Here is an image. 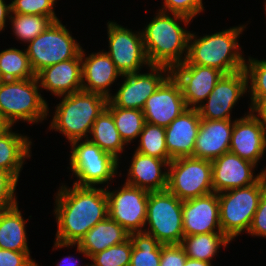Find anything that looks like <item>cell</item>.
<instances>
[{
  "label": "cell",
  "mask_w": 266,
  "mask_h": 266,
  "mask_svg": "<svg viewBox=\"0 0 266 266\" xmlns=\"http://www.w3.org/2000/svg\"><path fill=\"white\" fill-rule=\"evenodd\" d=\"M247 75V88L250 92V108L263 96L266 95V60H257L249 57L244 68ZM250 80V81H249Z\"/></svg>",
  "instance_id": "e575fe53"
},
{
  "label": "cell",
  "mask_w": 266,
  "mask_h": 266,
  "mask_svg": "<svg viewBox=\"0 0 266 266\" xmlns=\"http://www.w3.org/2000/svg\"><path fill=\"white\" fill-rule=\"evenodd\" d=\"M234 121L200 120L193 157L213 161L229 152Z\"/></svg>",
  "instance_id": "603a6c76"
},
{
  "label": "cell",
  "mask_w": 266,
  "mask_h": 266,
  "mask_svg": "<svg viewBox=\"0 0 266 266\" xmlns=\"http://www.w3.org/2000/svg\"><path fill=\"white\" fill-rule=\"evenodd\" d=\"M165 136V127L145 122L139 135V146L135 151L170 163L172 158L167 152Z\"/></svg>",
  "instance_id": "d6a6232c"
},
{
  "label": "cell",
  "mask_w": 266,
  "mask_h": 266,
  "mask_svg": "<svg viewBox=\"0 0 266 266\" xmlns=\"http://www.w3.org/2000/svg\"><path fill=\"white\" fill-rule=\"evenodd\" d=\"M0 266H38L30 252L0 249Z\"/></svg>",
  "instance_id": "60d3db41"
},
{
  "label": "cell",
  "mask_w": 266,
  "mask_h": 266,
  "mask_svg": "<svg viewBox=\"0 0 266 266\" xmlns=\"http://www.w3.org/2000/svg\"><path fill=\"white\" fill-rule=\"evenodd\" d=\"M18 204L0 209V249L30 252L27 244L26 224Z\"/></svg>",
  "instance_id": "4316f807"
},
{
  "label": "cell",
  "mask_w": 266,
  "mask_h": 266,
  "mask_svg": "<svg viewBox=\"0 0 266 266\" xmlns=\"http://www.w3.org/2000/svg\"><path fill=\"white\" fill-rule=\"evenodd\" d=\"M184 236L222 232L218 194H210L183 201Z\"/></svg>",
  "instance_id": "d6986e66"
},
{
  "label": "cell",
  "mask_w": 266,
  "mask_h": 266,
  "mask_svg": "<svg viewBox=\"0 0 266 266\" xmlns=\"http://www.w3.org/2000/svg\"><path fill=\"white\" fill-rule=\"evenodd\" d=\"M31 145L29 137L12 132V127L0 135V168L18 180L25 159L31 157Z\"/></svg>",
  "instance_id": "484cf974"
},
{
  "label": "cell",
  "mask_w": 266,
  "mask_h": 266,
  "mask_svg": "<svg viewBox=\"0 0 266 266\" xmlns=\"http://www.w3.org/2000/svg\"><path fill=\"white\" fill-rule=\"evenodd\" d=\"M187 255L180 244H161L160 266H184Z\"/></svg>",
  "instance_id": "ab89813d"
},
{
  "label": "cell",
  "mask_w": 266,
  "mask_h": 266,
  "mask_svg": "<svg viewBox=\"0 0 266 266\" xmlns=\"http://www.w3.org/2000/svg\"><path fill=\"white\" fill-rule=\"evenodd\" d=\"M81 51L82 61V91L100 94L107 99L111 97L109 87L122 74L105 51L92 53L85 57Z\"/></svg>",
  "instance_id": "ffe728a7"
},
{
  "label": "cell",
  "mask_w": 266,
  "mask_h": 266,
  "mask_svg": "<svg viewBox=\"0 0 266 266\" xmlns=\"http://www.w3.org/2000/svg\"><path fill=\"white\" fill-rule=\"evenodd\" d=\"M36 77L41 89L57 97L82 91L81 53L73 59L44 68Z\"/></svg>",
  "instance_id": "7402d4cb"
},
{
  "label": "cell",
  "mask_w": 266,
  "mask_h": 266,
  "mask_svg": "<svg viewBox=\"0 0 266 266\" xmlns=\"http://www.w3.org/2000/svg\"><path fill=\"white\" fill-rule=\"evenodd\" d=\"M0 76L2 80H21L36 77L26 49H5L0 52Z\"/></svg>",
  "instance_id": "4dcf8cb0"
},
{
  "label": "cell",
  "mask_w": 266,
  "mask_h": 266,
  "mask_svg": "<svg viewBox=\"0 0 266 266\" xmlns=\"http://www.w3.org/2000/svg\"><path fill=\"white\" fill-rule=\"evenodd\" d=\"M211 163L212 187L213 192L217 194L235 188L248 187L261 178L260 173L253 175L254 168L257 167L255 164L230 151Z\"/></svg>",
  "instance_id": "ac0fdd59"
},
{
  "label": "cell",
  "mask_w": 266,
  "mask_h": 266,
  "mask_svg": "<svg viewBox=\"0 0 266 266\" xmlns=\"http://www.w3.org/2000/svg\"><path fill=\"white\" fill-rule=\"evenodd\" d=\"M148 69L151 72L122 75L121 77L124 78L122 85L109 100L119 108L142 110L146 100L171 74V69L166 66L151 65Z\"/></svg>",
  "instance_id": "5bb4252c"
},
{
  "label": "cell",
  "mask_w": 266,
  "mask_h": 266,
  "mask_svg": "<svg viewBox=\"0 0 266 266\" xmlns=\"http://www.w3.org/2000/svg\"><path fill=\"white\" fill-rule=\"evenodd\" d=\"M60 97L62 101L57 104L49 128L61 132L69 143L88 139L93 123L106 108L108 99L85 91Z\"/></svg>",
  "instance_id": "277c9868"
},
{
  "label": "cell",
  "mask_w": 266,
  "mask_h": 266,
  "mask_svg": "<svg viewBox=\"0 0 266 266\" xmlns=\"http://www.w3.org/2000/svg\"><path fill=\"white\" fill-rule=\"evenodd\" d=\"M230 241L222 232H214L184 236L180 245L188 258L211 263L212 258L219 252V247L226 248Z\"/></svg>",
  "instance_id": "f1b7e54d"
},
{
  "label": "cell",
  "mask_w": 266,
  "mask_h": 266,
  "mask_svg": "<svg viewBox=\"0 0 266 266\" xmlns=\"http://www.w3.org/2000/svg\"><path fill=\"white\" fill-rule=\"evenodd\" d=\"M156 14L141 31L146 55L151 65L172 69L186 60L191 33L178 22H184L186 26L191 19L179 14H172L171 17L170 13L162 11Z\"/></svg>",
  "instance_id": "7a4b0ae2"
},
{
  "label": "cell",
  "mask_w": 266,
  "mask_h": 266,
  "mask_svg": "<svg viewBox=\"0 0 266 266\" xmlns=\"http://www.w3.org/2000/svg\"><path fill=\"white\" fill-rule=\"evenodd\" d=\"M249 110L266 124V95H263Z\"/></svg>",
  "instance_id": "7bdbcfd3"
},
{
  "label": "cell",
  "mask_w": 266,
  "mask_h": 266,
  "mask_svg": "<svg viewBox=\"0 0 266 266\" xmlns=\"http://www.w3.org/2000/svg\"><path fill=\"white\" fill-rule=\"evenodd\" d=\"M167 190L182 201L212 193L211 161L194 157L172 159Z\"/></svg>",
  "instance_id": "30bf717a"
},
{
  "label": "cell",
  "mask_w": 266,
  "mask_h": 266,
  "mask_svg": "<svg viewBox=\"0 0 266 266\" xmlns=\"http://www.w3.org/2000/svg\"><path fill=\"white\" fill-rule=\"evenodd\" d=\"M261 171H262L260 172L261 177L266 180V169H263Z\"/></svg>",
  "instance_id": "c3c4849f"
},
{
  "label": "cell",
  "mask_w": 266,
  "mask_h": 266,
  "mask_svg": "<svg viewBox=\"0 0 266 266\" xmlns=\"http://www.w3.org/2000/svg\"><path fill=\"white\" fill-rule=\"evenodd\" d=\"M72 259H74V257H72V256H68V257H65V258H63V260H62V263H60V262H58V264H57V266H63L62 264H64L63 262H67V266H78V265H76L75 264V261H74V263H73V260ZM67 260V261H66ZM70 260V261H69ZM72 260V261H71ZM65 265V264H64ZM84 266H89V264H87V265H84Z\"/></svg>",
  "instance_id": "7dc6e473"
},
{
  "label": "cell",
  "mask_w": 266,
  "mask_h": 266,
  "mask_svg": "<svg viewBox=\"0 0 266 266\" xmlns=\"http://www.w3.org/2000/svg\"><path fill=\"white\" fill-rule=\"evenodd\" d=\"M266 150V124L251 111L234 120L229 151L258 165Z\"/></svg>",
  "instance_id": "e0dca14e"
},
{
  "label": "cell",
  "mask_w": 266,
  "mask_h": 266,
  "mask_svg": "<svg viewBox=\"0 0 266 266\" xmlns=\"http://www.w3.org/2000/svg\"><path fill=\"white\" fill-rule=\"evenodd\" d=\"M202 0H164L163 7L159 10L165 13L179 14L191 20L203 12Z\"/></svg>",
  "instance_id": "74e56055"
},
{
  "label": "cell",
  "mask_w": 266,
  "mask_h": 266,
  "mask_svg": "<svg viewBox=\"0 0 266 266\" xmlns=\"http://www.w3.org/2000/svg\"><path fill=\"white\" fill-rule=\"evenodd\" d=\"M28 44L26 52L36 75L48 66L77 57L82 51L60 20L53 21Z\"/></svg>",
  "instance_id": "9c48e42d"
},
{
  "label": "cell",
  "mask_w": 266,
  "mask_h": 266,
  "mask_svg": "<svg viewBox=\"0 0 266 266\" xmlns=\"http://www.w3.org/2000/svg\"><path fill=\"white\" fill-rule=\"evenodd\" d=\"M183 201L168 190L149 192L144 233L163 245L180 244L183 237Z\"/></svg>",
  "instance_id": "52a82bcc"
},
{
  "label": "cell",
  "mask_w": 266,
  "mask_h": 266,
  "mask_svg": "<svg viewBox=\"0 0 266 266\" xmlns=\"http://www.w3.org/2000/svg\"><path fill=\"white\" fill-rule=\"evenodd\" d=\"M133 245L129 266H160L161 243L144 232L130 233Z\"/></svg>",
  "instance_id": "1f68e13d"
},
{
  "label": "cell",
  "mask_w": 266,
  "mask_h": 266,
  "mask_svg": "<svg viewBox=\"0 0 266 266\" xmlns=\"http://www.w3.org/2000/svg\"><path fill=\"white\" fill-rule=\"evenodd\" d=\"M245 70L224 74L216 83L215 88L198 108L201 119L228 120L231 119V109L245 92H248Z\"/></svg>",
  "instance_id": "4fadbf2b"
},
{
  "label": "cell",
  "mask_w": 266,
  "mask_h": 266,
  "mask_svg": "<svg viewBox=\"0 0 266 266\" xmlns=\"http://www.w3.org/2000/svg\"><path fill=\"white\" fill-rule=\"evenodd\" d=\"M171 74L180 84L187 107L193 109L204 103L224 75L216 68L196 64H178L171 69Z\"/></svg>",
  "instance_id": "2e32d148"
},
{
  "label": "cell",
  "mask_w": 266,
  "mask_h": 266,
  "mask_svg": "<svg viewBox=\"0 0 266 266\" xmlns=\"http://www.w3.org/2000/svg\"><path fill=\"white\" fill-rule=\"evenodd\" d=\"M107 28L109 51L105 52L122 75L139 73L143 66H151L146 55L141 31L134 33L111 21L107 23Z\"/></svg>",
  "instance_id": "8fae6325"
},
{
  "label": "cell",
  "mask_w": 266,
  "mask_h": 266,
  "mask_svg": "<svg viewBox=\"0 0 266 266\" xmlns=\"http://www.w3.org/2000/svg\"><path fill=\"white\" fill-rule=\"evenodd\" d=\"M71 144L70 168L78 180L73 184L95 187L113 180L117 175L119 161L88 139ZM116 174V175H115Z\"/></svg>",
  "instance_id": "ba28073f"
},
{
  "label": "cell",
  "mask_w": 266,
  "mask_h": 266,
  "mask_svg": "<svg viewBox=\"0 0 266 266\" xmlns=\"http://www.w3.org/2000/svg\"><path fill=\"white\" fill-rule=\"evenodd\" d=\"M169 162L137 151L131 159L126 182L149 192L167 190ZM164 167V171L163 168Z\"/></svg>",
  "instance_id": "cb8c5ba5"
},
{
  "label": "cell",
  "mask_w": 266,
  "mask_h": 266,
  "mask_svg": "<svg viewBox=\"0 0 266 266\" xmlns=\"http://www.w3.org/2000/svg\"><path fill=\"white\" fill-rule=\"evenodd\" d=\"M132 250L133 245L129 238L121 244L92 255L89 259L93 263L89 266H129Z\"/></svg>",
  "instance_id": "d590c367"
},
{
  "label": "cell",
  "mask_w": 266,
  "mask_h": 266,
  "mask_svg": "<svg viewBox=\"0 0 266 266\" xmlns=\"http://www.w3.org/2000/svg\"><path fill=\"white\" fill-rule=\"evenodd\" d=\"M266 187L262 177L253 185L218 193L222 233L231 241L251 226L259 201Z\"/></svg>",
  "instance_id": "8992f818"
},
{
  "label": "cell",
  "mask_w": 266,
  "mask_h": 266,
  "mask_svg": "<svg viewBox=\"0 0 266 266\" xmlns=\"http://www.w3.org/2000/svg\"><path fill=\"white\" fill-rule=\"evenodd\" d=\"M55 196L57 221L55 241L77 244L97 223L108 217L105 188L62 185Z\"/></svg>",
  "instance_id": "6da1fadb"
},
{
  "label": "cell",
  "mask_w": 266,
  "mask_h": 266,
  "mask_svg": "<svg viewBox=\"0 0 266 266\" xmlns=\"http://www.w3.org/2000/svg\"><path fill=\"white\" fill-rule=\"evenodd\" d=\"M188 109L178 81L170 74L146 100L142 109L145 122L167 127Z\"/></svg>",
  "instance_id": "9a60e30c"
},
{
  "label": "cell",
  "mask_w": 266,
  "mask_h": 266,
  "mask_svg": "<svg viewBox=\"0 0 266 266\" xmlns=\"http://www.w3.org/2000/svg\"><path fill=\"white\" fill-rule=\"evenodd\" d=\"M106 109L112 114L116 128L126 145L139 137L145 124L144 113L142 110L119 108L109 99Z\"/></svg>",
  "instance_id": "f546056e"
},
{
  "label": "cell",
  "mask_w": 266,
  "mask_h": 266,
  "mask_svg": "<svg viewBox=\"0 0 266 266\" xmlns=\"http://www.w3.org/2000/svg\"><path fill=\"white\" fill-rule=\"evenodd\" d=\"M57 0H13L11 13L31 14L50 17L53 21L59 20L54 12V4Z\"/></svg>",
  "instance_id": "8d00e7d4"
},
{
  "label": "cell",
  "mask_w": 266,
  "mask_h": 266,
  "mask_svg": "<svg viewBox=\"0 0 266 266\" xmlns=\"http://www.w3.org/2000/svg\"><path fill=\"white\" fill-rule=\"evenodd\" d=\"M248 233L252 236L266 238V187L259 201L258 208L254 214Z\"/></svg>",
  "instance_id": "b9f144b4"
},
{
  "label": "cell",
  "mask_w": 266,
  "mask_h": 266,
  "mask_svg": "<svg viewBox=\"0 0 266 266\" xmlns=\"http://www.w3.org/2000/svg\"><path fill=\"white\" fill-rule=\"evenodd\" d=\"M244 28H246L244 25L230 27L200 38L195 33H190L187 57L181 64L212 67L224 74L243 70L246 59L242 55L237 39Z\"/></svg>",
  "instance_id": "3957f363"
},
{
  "label": "cell",
  "mask_w": 266,
  "mask_h": 266,
  "mask_svg": "<svg viewBox=\"0 0 266 266\" xmlns=\"http://www.w3.org/2000/svg\"><path fill=\"white\" fill-rule=\"evenodd\" d=\"M184 266H212V264L207 261L194 260L187 257Z\"/></svg>",
  "instance_id": "f6af8a7d"
},
{
  "label": "cell",
  "mask_w": 266,
  "mask_h": 266,
  "mask_svg": "<svg viewBox=\"0 0 266 266\" xmlns=\"http://www.w3.org/2000/svg\"><path fill=\"white\" fill-rule=\"evenodd\" d=\"M39 87L37 77L3 80L0 84V113L13 127L19 120L34 124L47 118L48 104Z\"/></svg>",
  "instance_id": "5b68a950"
},
{
  "label": "cell",
  "mask_w": 266,
  "mask_h": 266,
  "mask_svg": "<svg viewBox=\"0 0 266 266\" xmlns=\"http://www.w3.org/2000/svg\"><path fill=\"white\" fill-rule=\"evenodd\" d=\"M17 184L18 180L11 173L0 168V209L18 204L15 193Z\"/></svg>",
  "instance_id": "f35d334b"
},
{
  "label": "cell",
  "mask_w": 266,
  "mask_h": 266,
  "mask_svg": "<svg viewBox=\"0 0 266 266\" xmlns=\"http://www.w3.org/2000/svg\"><path fill=\"white\" fill-rule=\"evenodd\" d=\"M200 120L198 110L188 108L165 127L167 152L172 159L193 157Z\"/></svg>",
  "instance_id": "44dd1931"
},
{
  "label": "cell",
  "mask_w": 266,
  "mask_h": 266,
  "mask_svg": "<svg viewBox=\"0 0 266 266\" xmlns=\"http://www.w3.org/2000/svg\"><path fill=\"white\" fill-rule=\"evenodd\" d=\"M129 235L130 233L121 225L107 217L91 228L77 244H62L55 241L54 247L61 249L62 247L77 245L78 253L90 258L111 246L125 242L129 239Z\"/></svg>",
  "instance_id": "d4e9b609"
},
{
  "label": "cell",
  "mask_w": 266,
  "mask_h": 266,
  "mask_svg": "<svg viewBox=\"0 0 266 266\" xmlns=\"http://www.w3.org/2000/svg\"><path fill=\"white\" fill-rule=\"evenodd\" d=\"M9 21L12 23L13 32L17 39L25 43L32 41L53 22V20L47 16L13 13H11Z\"/></svg>",
  "instance_id": "836d02e7"
},
{
  "label": "cell",
  "mask_w": 266,
  "mask_h": 266,
  "mask_svg": "<svg viewBox=\"0 0 266 266\" xmlns=\"http://www.w3.org/2000/svg\"><path fill=\"white\" fill-rule=\"evenodd\" d=\"M11 127H12V125L0 113V135L4 134Z\"/></svg>",
  "instance_id": "bcb514c9"
},
{
  "label": "cell",
  "mask_w": 266,
  "mask_h": 266,
  "mask_svg": "<svg viewBox=\"0 0 266 266\" xmlns=\"http://www.w3.org/2000/svg\"><path fill=\"white\" fill-rule=\"evenodd\" d=\"M105 187L108 200V217L129 233L143 232L149 191L124 183L118 190Z\"/></svg>",
  "instance_id": "7c38bea8"
},
{
  "label": "cell",
  "mask_w": 266,
  "mask_h": 266,
  "mask_svg": "<svg viewBox=\"0 0 266 266\" xmlns=\"http://www.w3.org/2000/svg\"><path fill=\"white\" fill-rule=\"evenodd\" d=\"M11 15V3L6 4L4 0H0V32L3 31L6 24V18Z\"/></svg>",
  "instance_id": "ee69618b"
},
{
  "label": "cell",
  "mask_w": 266,
  "mask_h": 266,
  "mask_svg": "<svg viewBox=\"0 0 266 266\" xmlns=\"http://www.w3.org/2000/svg\"><path fill=\"white\" fill-rule=\"evenodd\" d=\"M90 136L89 141L97 144L103 151L110 153L118 161L120 160L119 154L123 152L126 144L116 128L112 114L106 108L93 123Z\"/></svg>",
  "instance_id": "83f0119b"
}]
</instances>
